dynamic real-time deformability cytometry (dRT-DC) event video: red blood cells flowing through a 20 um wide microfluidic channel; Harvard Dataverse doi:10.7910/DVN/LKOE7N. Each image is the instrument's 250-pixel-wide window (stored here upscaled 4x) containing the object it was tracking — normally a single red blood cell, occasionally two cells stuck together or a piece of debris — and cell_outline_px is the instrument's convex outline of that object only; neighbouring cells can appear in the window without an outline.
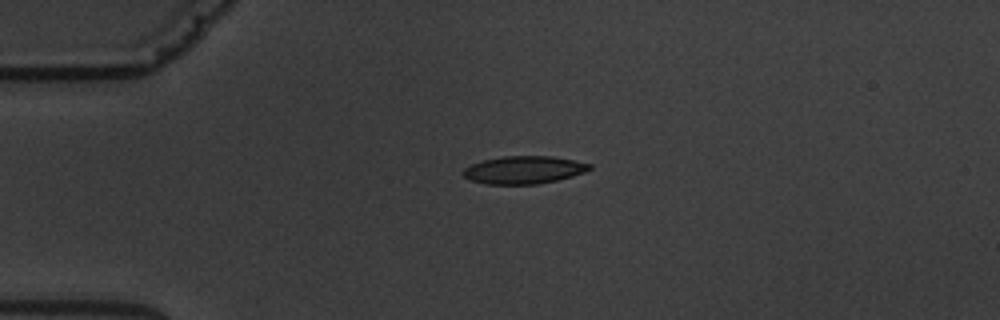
{"species": "common noctule bat (a hibernating species)", "species_latin": "Nyctalus noctula", "temperature_condition": "warm", "stored_images_in_passage": 5, "camera_frame_rate_fps": 3000, "um_per_image_px": 0.085, "animal": {"sex": "male", "body_mass_g": 19.5, "forearm_length_mm": 54.6}, "frame": {"image": 1, "passage_image": 3, "time_ms": 3.667, "image_size_px": [1000, 320], "cell_outline_px": [[592, 168], [584, 172], [572, 176], [556, 180], [536, 184], [488, 184], [472, 180], [464, 176], [460, 172], [464, 168], [472, 164], [484, 160], [504, 156], [552, 156], [592, 164]], "centroid_in_image_um": [44.52, 14.44], "position_along_channel_um": 40.5, "area_um2": 20.23}}